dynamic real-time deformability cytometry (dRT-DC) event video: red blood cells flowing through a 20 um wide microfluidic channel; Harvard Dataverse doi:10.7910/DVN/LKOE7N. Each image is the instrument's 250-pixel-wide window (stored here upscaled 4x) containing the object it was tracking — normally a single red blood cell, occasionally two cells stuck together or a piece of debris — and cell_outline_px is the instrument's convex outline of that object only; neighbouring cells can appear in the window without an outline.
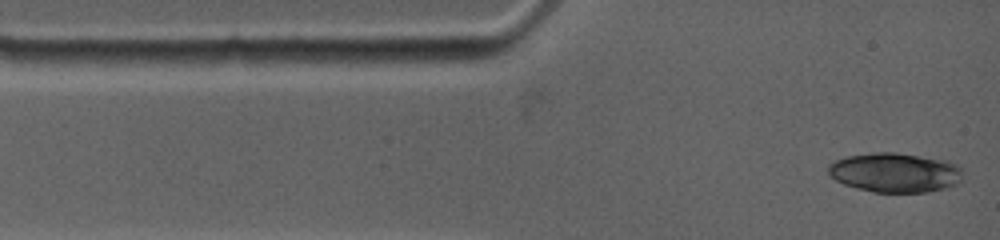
{"species": "common noctule bat (a hibernating species)", "species_latin": "Nyctalus noctula", "temperature_condition": "warm", "stored_images_in_passage": 2, "camera_frame_rate_fps": 4500, "um_per_image_px": 0.085, "animal": {"sex": "female", "body_mass_g": 19.0, "forearm_length_mm": 53.3}, "frame": {"image": 1, "passage_image": 2, "time_ms": 0.444, "image_size_px": [1000, 240], "cell_outline_px": [[960, 184], [948, 188], [928, 192], [872, 192], [856, 188], [844, 184], [836, 180], [828, 172], [828, 164], [836, 160], [848, 156], [880, 152], [892, 152], [944, 160], [960, 168]], "centroid_in_image_um": [76.06, 14.69], "position_along_channel_um": 8.9, "area_um2": 30.63}}